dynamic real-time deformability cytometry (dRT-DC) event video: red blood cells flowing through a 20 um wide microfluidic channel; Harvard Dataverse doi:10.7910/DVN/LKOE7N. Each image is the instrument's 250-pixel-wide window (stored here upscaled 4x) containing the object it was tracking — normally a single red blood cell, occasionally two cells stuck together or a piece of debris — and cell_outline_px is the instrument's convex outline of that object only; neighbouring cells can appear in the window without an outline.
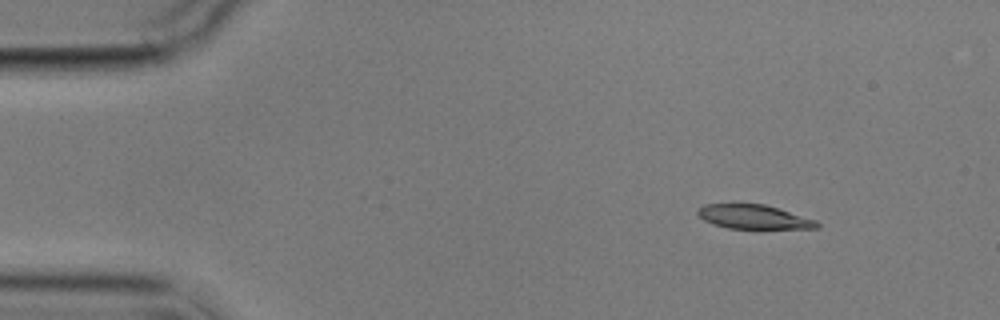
{"species": "common noctule bat (a hibernating species)", "species_latin": "Nyctalus noctula", "temperature_condition": "cold", "stored_images_in_passage": 6, "camera_frame_rate_fps": 3000, "um_per_image_px": 0.085, "animal": {"sex": "male", "body_mass_g": 17.9}, "frame": {"image": 1, "passage_image": 1, "time_ms": 0.0, "image_size_px": [1000, 320], "cell_outline_px": [[820, 228], [728, 228], [712, 224], [704, 220], [696, 212], [696, 208], [704, 204], [764, 204], [816, 220], [820, 224]], "centroid_in_image_um": [64.02, 18.43], "position_along_channel_um": 21.0, "area_um2": 16.59}}
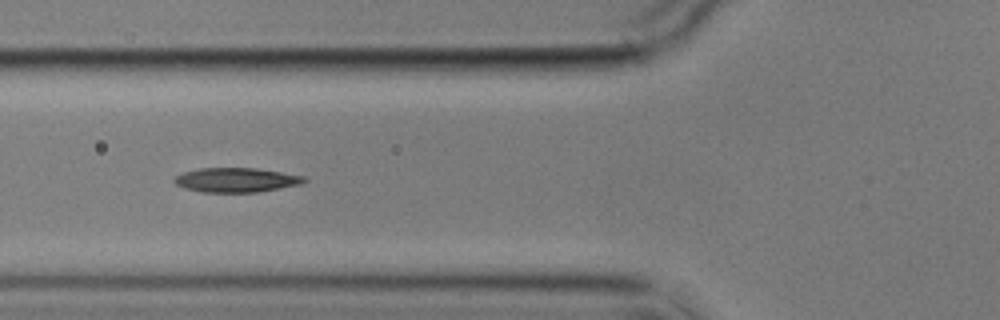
{"frame": {"image": 2, "passage_image": 5, "time_ms": 4.667, "image_size_px": [1000, 320], "cell_outline_px": [[308, 180], [300, 184], [280, 188], [256, 192], [204, 192], [184, 188], [176, 184], [172, 180], [176, 176], [184, 172], [200, 168], [256, 168], [304, 176]], "centroid_in_image_um": [20.07, 15.29], "position_along_channel_um": 105.7, "area_um2": 18.32}}
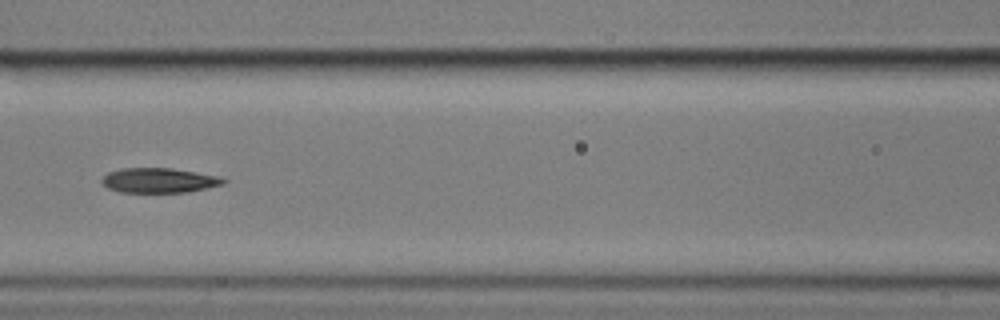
{"frame": {"image": 3, "passage_image": 6, "time_ms": 6.0, "image_size_px": [1000, 320], "cell_outline_px": [[228, 180], [224, 184], [188, 192], [120, 192], [108, 188], [100, 180], [108, 172], [120, 168], [172, 168], [224, 176]], "centroid_in_image_um": [13.58, 15.32], "position_along_channel_um": 153.0, "area_um2": 17.8}}